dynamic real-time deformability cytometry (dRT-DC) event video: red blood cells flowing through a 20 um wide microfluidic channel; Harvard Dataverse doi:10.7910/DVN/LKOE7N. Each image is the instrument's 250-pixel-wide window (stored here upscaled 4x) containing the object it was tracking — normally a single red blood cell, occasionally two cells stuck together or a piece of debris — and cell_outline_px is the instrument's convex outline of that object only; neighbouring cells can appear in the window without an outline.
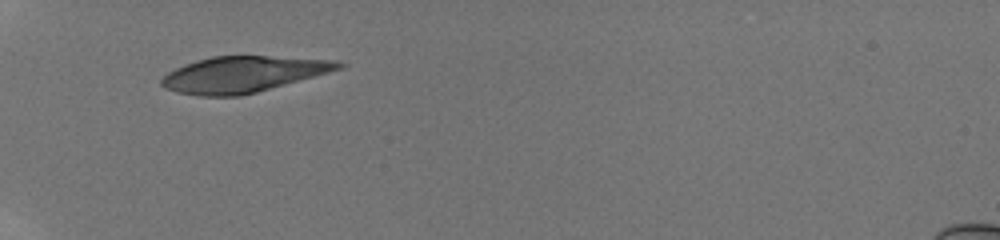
{"species": "human", "species_latin": "Homo sapiens", "temperature_condition": "room temperature", "stored_images_in_passage": 59, "camera_frame_rate_fps": 3000, "um_per_image_px": 0.085, "donor": {"sex": "male"}, "frame": {"image": 1, "passage_image": 1, "time_ms": 0.0, "image_size_px": [1000, 240], "cell_outline_px": [[348, 64], [344, 68], [256, 92], [240, 96], [200, 96], [176, 92], [164, 88], [160, 84], [160, 80], [168, 72], [184, 64], [196, 60], [212, 56], [268, 56], [336, 60]], "centroid_in_image_um": [20.65, 6.31], "position_along_channel_um": 64.3, "area_um2": 37.11}}
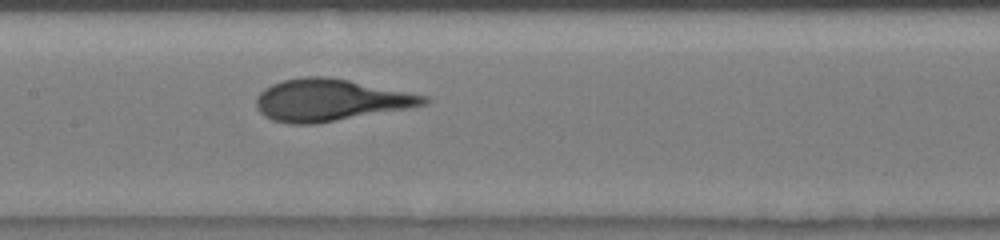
{"frame": {"image": 2, "passage_image": 17, "time_ms": 3.333, "image_size_px": [1000, 240], "cell_outline_px": [[428, 104], [408, 108], [316, 124], [288, 124], [272, 120], [264, 116], [256, 108], [256, 96], [264, 88], [272, 84], [284, 80], [304, 76], [328, 76], [428, 96]], "centroid_in_image_um": [28.03, 8.51], "position_along_channel_um": 179.4, "area_um2": 40.92}}
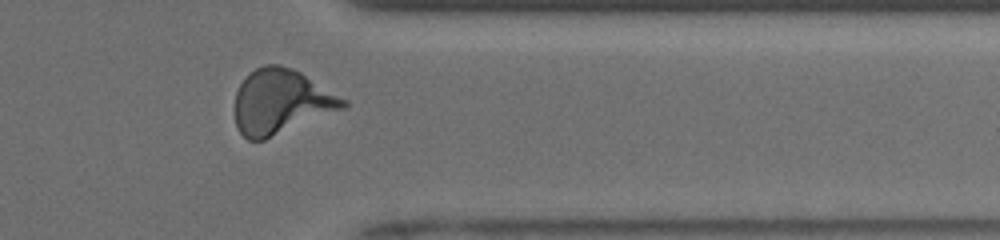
{"frame": {"image": 3, "passage_image": 44, "time_ms": 8.667, "image_size_px": [1000, 240], "cell_outline_px": [[348, 104], [344, 108], [264, 140], [248, 140], [236, 128], [236, 92], [240, 84], [256, 68], [264, 64], [280, 64], [292, 68], [300, 72], [348, 100]], "centroid_in_image_um": [23.9, 8.64], "position_along_channel_um": 387.5, "area_um2": 40.4}}